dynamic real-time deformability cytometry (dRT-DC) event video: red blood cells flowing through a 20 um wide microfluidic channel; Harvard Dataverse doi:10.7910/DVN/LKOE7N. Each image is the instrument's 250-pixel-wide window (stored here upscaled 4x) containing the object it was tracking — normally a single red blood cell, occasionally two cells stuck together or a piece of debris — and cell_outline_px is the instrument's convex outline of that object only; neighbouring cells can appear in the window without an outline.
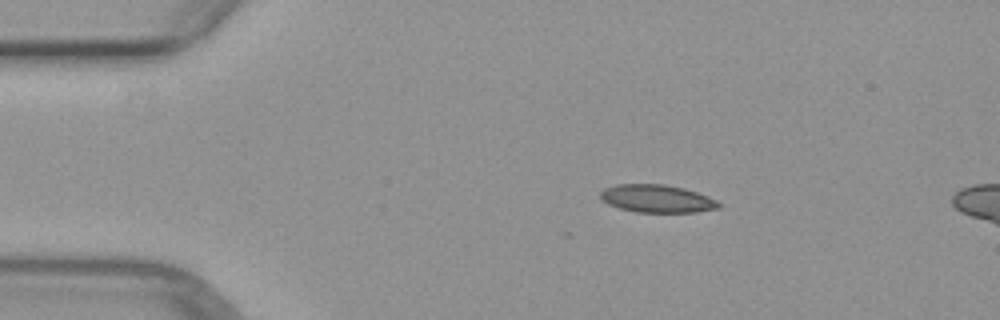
{"species": "common noctule bat (a hibernating species)", "species_latin": "Nyctalus noctula", "temperature_condition": "warm", "stored_images_in_passage": 3, "camera_frame_rate_fps": 3000, "um_per_image_px": 0.085, "animal": {"sex": "female", "body_mass_g": 29.2, "forearm_length_mm": 56.3}, "frame": {"image": 1, "passage_image": 1, "time_ms": 0.0, "image_size_px": [1000, 320], "cell_outline_px": [[720, 208], [696, 212], [636, 212], [620, 208], [608, 204], [600, 200], [600, 192], [604, 188], [616, 184], [664, 184], [684, 188], [708, 196], [716, 200], [720, 204]], "centroid_in_image_um": [55.82, 16.88], "position_along_channel_um": 29.2, "area_um2": 19.25}}